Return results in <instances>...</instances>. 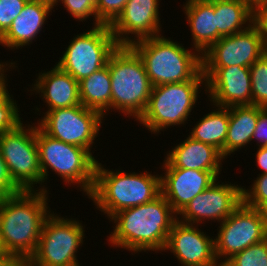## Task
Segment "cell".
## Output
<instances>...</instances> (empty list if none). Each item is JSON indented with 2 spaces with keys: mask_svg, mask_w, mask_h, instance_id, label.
<instances>
[{
  "mask_svg": "<svg viewBox=\"0 0 267 266\" xmlns=\"http://www.w3.org/2000/svg\"><path fill=\"white\" fill-rule=\"evenodd\" d=\"M49 192L21 191L0 201V243L4 254L27 262L37 250L46 218Z\"/></svg>",
  "mask_w": 267,
  "mask_h": 266,
  "instance_id": "1",
  "label": "cell"
},
{
  "mask_svg": "<svg viewBox=\"0 0 267 266\" xmlns=\"http://www.w3.org/2000/svg\"><path fill=\"white\" fill-rule=\"evenodd\" d=\"M109 220L115 224L106 239L111 247L134 254L150 250L159 253L164 251L177 214L160 194L150 202L118 211Z\"/></svg>",
  "mask_w": 267,
  "mask_h": 266,
  "instance_id": "2",
  "label": "cell"
},
{
  "mask_svg": "<svg viewBox=\"0 0 267 266\" xmlns=\"http://www.w3.org/2000/svg\"><path fill=\"white\" fill-rule=\"evenodd\" d=\"M151 173L113 171L97 161L94 187L87 198L109 219L120 210L145 204L161 194V174Z\"/></svg>",
  "mask_w": 267,
  "mask_h": 266,
  "instance_id": "3",
  "label": "cell"
},
{
  "mask_svg": "<svg viewBox=\"0 0 267 266\" xmlns=\"http://www.w3.org/2000/svg\"><path fill=\"white\" fill-rule=\"evenodd\" d=\"M130 47L141 58L152 86L186 82L202 71V55L163 34L136 41Z\"/></svg>",
  "mask_w": 267,
  "mask_h": 266,
  "instance_id": "4",
  "label": "cell"
},
{
  "mask_svg": "<svg viewBox=\"0 0 267 266\" xmlns=\"http://www.w3.org/2000/svg\"><path fill=\"white\" fill-rule=\"evenodd\" d=\"M36 142L42 171V191L48 192L49 168L60 176L66 185H77L89 196L95 182L97 158L87 149L64 143L45 134L36 124ZM96 158V159H95ZM45 182V183H44ZM82 189V190H81Z\"/></svg>",
  "mask_w": 267,
  "mask_h": 266,
  "instance_id": "5",
  "label": "cell"
},
{
  "mask_svg": "<svg viewBox=\"0 0 267 266\" xmlns=\"http://www.w3.org/2000/svg\"><path fill=\"white\" fill-rule=\"evenodd\" d=\"M112 109L137 121L146 110L152 90L144 64L130 46H118L107 62Z\"/></svg>",
  "mask_w": 267,
  "mask_h": 266,
  "instance_id": "6",
  "label": "cell"
},
{
  "mask_svg": "<svg viewBox=\"0 0 267 266\" xmlns=\"http://www.w3.org/2000/svg\"><path fill=\"white\" fill-rule=\"evenodd\" d=\"M201 86L206 88V79L202 71L186 82L153 86L146 110L137 123L156 136L171 126L184 127V124L190 121L187 119L192 115L191 112L201 97Z\"/></svg>",
  "mask_w": 267,
  "mask_h": 266,
  "instance_id": "7",
  "label": "cell"
},
{
  "mask_svg": "<svg viewBox=\"0 0 267 266\" xmlns=\"http://www.w3.org/2000/svg\"><path fill=\"white\" fill-rule=\"evenodd\" d=\"M76 218L52 213L46 218L31 266H80L77 253L85 238V226Z\"/></svg>",
  "mask_w": 267,
  "mask_h": 266,
  "instance_id": "8",
  "label": "cell"
},
{
  "mask_svg": "<svg viewBox=\"0 0 267 266\" xmlns=\"http://www.w3.org/2000/svg\"><path fill=\"white\" fill-rule=\"evenodd\" d=\"M72 39L56 65L78 82L105 67L119 46L108 25L92 26Z\"/></svg>",
  "mask_w": 267,
  "mask_h": 266,
  "instance_id": "9",
  "label": "cell"
},
{
  "mask_svg": "<svg viewBox=\"0 0 267 266\" xmlns=\"http://www.w3.org/2000/svg\"><path fill=\"white\" fill-rule=\"evenodd\" d=\"M0 133V153L12 180L23 191H42V171L36 142V123ZM39 184L37 188L34 186Z\"/></svg>",
  "mask_w": 267,
  "mask_h": 266,
  "instance_id": "10",
  "label": "cell"
},
{
  "mask_svg": "<svg viewBox=\"0 0 267 266\" xmlns=\"http://www.w3.org/2000/svg\"><path fill=\"white\" fill-rule=\"evenodd\" d=\"M44 114V116H43ZM37 120V126L50 137L67 144L87 149L95 145L104 117L97 111L88 109L82 104L47 110Z\"/></svg>",
  "mask_w": 267,
  "mask_h": 266,
  "instance_id": "11",
  "label": "cell"
},
{
  "mask_svg": "<svg viewBox=\"0 0 267 266\" xmlns=\"http://www.w3.org/2000/svg\"><path fill=\"white\" fill-rule=\"evenodd\" d=\"M218 228L214 244L215 256L221 266L233 255L266 239L260 211L243 202Z\"/></svg>",
  "mask_w": 267,
  "mask_h": 266,
  "instance_id": "12",
  "label": "cell"
},
{
  "mask_svg": "<svg viewBox=\"0 0 267 266\" xmlns=\"http://www.w3.org/2000/svg\"><path fill=\"white\" fill-rule=\"evenodd\" d=\"M226 183L221 181L220 184L217 179L177 214V220L194 225L210 219L219 224L224 221L242 203V186Z\"/></svg>",
  "mask_w": 267,
  "mask_h": 266,
  "instance_id": "13",
  "label": "cell"
},
{
  "mask_svg": "<svg viewBox=\"0 0 267 266\" xmlns=\"http://www.w3.org/2000/svg\"><path fill=\"white\" fill-rule=\"evenodd\" d=\"M266 52L263 39L252 24L244 31L213 43L202 54V67H250Z\"/></svg>",
  "mask_w": 267,
  "mask_h": 266,
  "instance_id": "14",
  "label": "cell"
},
{
  "mask_svg": "<svg viewBox=\"0 0 267 266\" xmlns=\"http://www.w3.org/2000/svg\"><path fill=\"white\" fill-rule=\"evenodd\" d=\"M204 89L213 108L251 106L252 90L249 67H202Z\"/></svg>",
  "mask_w": 267,
  "mask_h": 266,
  "instance_id": "15",
  "label": "cell"
},
{
  "mask_svg": "<svg viewBox=\"0 0 267 266\" xmlns=\"http://www.w3.org/2000/svg\"><path fill=\"white\" fill-rule=\"evenodd\" d=\"M159 5L160 0H129L109 26L117 44L130 46L136 41L161 35Z\"/></svg>",
  "mask_w": 267,
  "mask_h": 266,
  "instance_id": "16",
  "label": "cell"
},
{
  "mask_svg": "<svg viewBox=\"0 0 267 266\" xmlns=\"http://www.w3.org/2000/svg\"><path fill=\"white\" fill-rule=\"evenodd\" d=\"M198 227L176 220L164 251L173 253L181 266H221L215 256L214 237Z\"/></svg>",
  "mask_w": 267,
  "mask_h": 266,
  "instance_id": "17",
  "label": "cell"
},
{
  "mask_svg": "<svg viewBox=\"0 0 267 266\" xmlns=\"http://www.w3.org/2000/svg\"><path fill=\"white\" fill-rule=\"evenodd\" d=\"M161 194L178 214L192 199L202 193L217 178L209 171L183 168H160Z\"/></svg>",
  "mask_w": 267,
  "mask_h": 266,
  "instance_id": "18",
  "label": "cell"
},
{
  "mask_svg": "<svg viewBox=\"0 0 267 266\" xmlns=\"http://www.w3.org/2000/svg\"><path fill=\"white\" fill-rule=\"evenodd\" d=\"M53 9L52 1L28 0L20 15L0 37V45L14 51L32 44L44 28L43 25L46 24L48 16L52 15Z\"/></svg>",
  "mask_w": 267,
  "mask_h": 266,
  "instance_id": "19",
  "label": "cell"
},
{
  "mask_svg": "<svg viewBox=\"0 0 267 266\" xmlns=\"http://www.w3.org/2000/svg\"><path fill=\"white\" fill-rule=\"evenodd\" d=\"M223 161L225 158L218 149L188 136L171 151H167L161 168L209 171L218 179Z\"/></svg>",
  "mask_w": 267,
  "mask_h": 266,
  "instance_id": "20",
  "label": "cell"
},
{
  "mask_svg": "<svg viewBox=\"0 0 267 266\" xmlns=\"http://www.w3.org/2000/svg\"><path fill=\"white\" fill-rule=\"evenodd\" d=\"M32 89L46 103L47 110L61 109L80 105L79 82L57 65L50 71L39 72L36 75Z\"/></svg>",
  "mask_w": 267,
  "mask_h": 266,
  "instance_id": "21",
  "label": "cell"
},
{
  "mask_svg": "<svg viewBox=\"0 0 267 266\" xmlns=\"http://www.w3.org/2000/svg\"><path fill=\"white\" fill-rule=\"evenodd\" d=\"M183 11L190 27L192 49L201 55L222 36L217 31L214 2L202 0H187L183 3Z\"/></svg>",
  "mask_w": 267,
  "mask_h": 266,
  "instance_id": "22",
  "label": "cell"
},
{
  "mask_svg": "<svg viewBox=\"0 0 267 266\" xmlns=\"http://www.w3.org/2000/svg\"><path fill=\"white\" fill-rule=\"evenodd\" d=\"M229 108L228 132L224 158L252 144V137L259 117V106H233Z\"/></svg>",
  "mask_w": 267,
  "mask_h": 266,
  "instance_id": "23",
  "label": "cell"
},
{
  "mask_svg": "<svg viewBox=\"0 0 267 266\" xmlns=\"http://www.w3.org/2000/svg\"><path fill=\"white\" fill-rule=\"evenodd\" d=\"M111 89L110 72L106 65L79 81L80 102L83 106L95 110L105 117L110 110V112L113 111Z\"/></svg>",
  "mask_w": 267,
  "mask_h": 266,
  "instance_id": "24",
  "label": "cell"
},
{
  "mask_svg": "<svg viewBox=\"0 0 267 266\" xmlns=\"http://www.w3.org/2000/svg\"><path fill=\"white\" fill-rule=\"evenodd\" d=\"M229 108L219 107L212 109L197 121L189 132L196 141L209 144L218 149L224 157V146L228 132Z\"/></svg>",
  "mask_w": 267,
  "mask_h": 266,
  "instance_id": "25",
  "label": "cell"
},
{
  "mask_svg": "<svg viewBox=\"0 0 267 266\" xmlns=\"http://www.w3.org/2000/svg\"><path fill=\"white\" fill-rule=\"evenodd\" d=\"M216 26L222 36L246 30L253 21V10L242 0L214 2Z\"/></svg>",
  "mask_w": 267,
  "mask_h": 266,
  "instance_id": "26",
  "label": "cell"
},
{
  "mask_svg": "<svg viewBox=\"0 0 267 266\" xmlns=\"http://www.w3.org/2000/svg\"><path fill=\"white\" fill-rule=\"evenodd\" d=\"M6 72L0 77V133L16 129L23 121L20 116V106H17L14 96L8 91Z\"/></svg>",
  "mask_w": 267,
  "mask_h": 266,
  "instance_id": "27",
  "label": "cell"
},
{
  "mask_svg": "<svg viewBox=\"0 0 267 266\" xmlns=\"http://www.w3.org/2000/svg\"><path fill=\"white\" fill-rule=\"evenodd\" d=\"M252 105L267 108V52L250 67Z\"/></svg>",
  "mask_w": 267,
  "mask_h": 266,
  "instance_id": "28",
  "label": "cell"
},
{
  "mask_svg": "<svg viewBox=\"0 0 267 266\" xmlns=\"http://www.w3.org/2000/svg\"><path fill=\"white\" fill-rule=\"evenodd\" d=\"M222 266H267V238L233 255Z\"/></svg>",
  "mask_w": 267,
  "mask_h": 266,
  "instance_id": "29",
  "label": "cell"
},
{
  "mask_svg": "<svg viewBox=\"0 0 267 266\" xmlns=\"http://www.w3.org/2000/svg\"><path fill=\"white\" fill-rule=\"evenodd\" d=\"M248 188L242 186V202L258 210H267V174L258 175Z\"/></svg>",
  "mask_w": 267,
  "mask_h": 266,
  "instance_id": "30",
  "label": "cell"
},
{
  "mask_svg": "<svg viewBox=\"0 0 267 266\" xmlns=\"http://www.w3.org/2000/svg\"><path fill=\"white\" fill-rule=\"evenodd\" d=\"M60 2L76 21L85 22L87 19L93 17V27L99 26L97 23L96 0H54V7Z\"/></svg>",
  "mask_w": 267,
  "mask_h": 266,
  "instance_id": "31",
  "label": "cell"
},
{
  "mask_svg": "<svg viewBox=\"0 0 267 266\" xmlns=\"http://www.w3.org/2000/svg\"><path fill=\"white\" fill-rule=\"evenodd\" d=\"M129 0H96L97 23L110 26Z\"/></svg>",
  "mask_w": 267,
  "mask_h": 266,
  "instance_id": "32",
  "label": "cell"
},
{
  "mask_svg": "<svg viewBox=\"0 0 267 266\" xmlns=\"http://www.w3.org/2000/svg\"><path fill=\"white\" fill-rule=\"evenodd\" d=\"M28 0H0V37L20 15Z\"/></svg>",
  "mask_w": 267,
  "mask_h": 266,
  "instance_id": "33",
  "label": "cell"
},
{
  "mask_svg": "<svg viewBox=\"0 0 267 266\" xmlns=\"http://www.w3.org/2000/svg\"><path fill=\"white\" fill-rule=\"evenodd\" d=\"M23 191L13 180L0 153V201L13 194Z\"/></svg>",
  "mask_w": 267,
  "mask_h": 266,
  "instance_id": "34",
  "label": "cell"
},
{
  "mask_svg": "<svg viewBox=\"0 0 267 266\" xmlns=\"http://www.w3.org/2000/svg\"><path fill=\"white\" fill-rule=\"evenodd\" d=\"M252 140L258 147H267V108L259 107V117Z\"/></svg>",
  "mask_w": 267,
  "mask_h": 266,
  "instance_id": "35",
  "label": "cell"
},
{
  "mask_svg": "<svg viewBox=\"0 0 267 266\" xmlns=\"http://www.w3.org/2000/svg\"><path fill=\"white\" fill-rule=\"evenodd\" d=\"M252 24L257 28L267 48V3L253 9Z\"/></svg>",
  "mask_w": 267,
  "mask_h": 266,
  "instance_id": "36",
  "label": "cell"
},
{
  "mask_svg": "<svg viewBox=\"0 0 267 266\" xmlns=\"http://www.w3.org/2000/svg\"><path fill=\"white\" fill-rule=\"evenodd\" d=\"M255 156V163H257L256 166H258V168L261 170L257 175L267 174V147H257Z\"/></svg>",
  "mask_w": 267,
  "mask_h": 266,
  "instance_id": "37",
  "label": "cell"
},
{
  "mask_svg": "<svg viewBox=\"0 0 267 266\" xmlns=\"http://www.w3.org/2000/svg\"><path fill=\"white\" fill-rule=\"evenodd\" d=\"M17 63L14 61V62H9V61H5V62H1L0 61V77L5 73V72H8L10 71V69L12 70L15 69L16 67L18 68V66H16ZM8 70V71H7Z\"/></svg>",
  "mask_w": 267,
  "mask_h": 266,
  "instance_id": "38",
  "label": "cell"
},
{
  "mask_svg": "<svg viewBox=\"0 0 267 266\" xmlns=\"http://www.w3.org/2000/svg\"><path fill=\"white\" fill-rule=\"evenodd\" d=\"M16 262L13 257L7 254L0 256V266H13Z\"/></svg>",
  "mask_w": 267,
  "mask_h": 266,
  "instance_id": "39",
  "label": "cell"
},
{
  "mask_svg": "<svg viewBox=\"0 0 267 266\" xmlns=\"http://www.w3.org/2000/svg\"><path fill=\"white\" fill-rule=\"evenodd\" d=\"M244 1L252 10L258 5L267 3V0H242Z\"/></svg>",
  "mask_w": 267,
  "mask_h": 266,
  "instance_id": "40",
  "label": "cell"
},
{
  "mask_svg": "<svg viewBox=\"0 0 267 266\" xmlns=\"http://www.w3.org/2000/svg\"><path fill=\"white\" fill-rule=\"evenodd\" d=\"M263 219L264 235L267 238V210H259Z\"/></svg>",
  "mask_w": 267,
  "mask_h": 266,
  "instance_id": "41",
  "label": "cell"
},
{
  "mask_svg": "<svg viewBox=\"0 0 267 266\" xmlns=\"http://www.w3.org/2000/svg\"><path fill=\"white\" fill-rule=\"evenodd\" d=\"M13 266H31L28 262H16Z\"/></svg>",
  "mask_w": 267,
  "mask_h": 266,
  "instance_id": "42",
  "label": "cell"
},
{
  "mask_svg": "<svg viewBox=\"0 0 267 266\" xmlns=\"http://www.w3.org/2000/svg\"><path fill=\"white\" fill-rule=\"evenodd\" d=\"M202 1L213 3V2L228 1V0H202Z\"/></svg>",
  "mask_w": 267,
  "mask_h": 266,
  "instance_id": "43",
  "label": "cell"
},
{
  "mask_svg": "<svg viewBox=\"0 0 267 266\" xmlns=\"http://www.w3.org/2000/svg\"><path fill=\"white\" fill-rule=\"evenodd\" d=\"M1 255H5L4 252H3V249H2V246H1V243H0V256Z\"/></svg>",
  "mask_w": 267,
  "mask_h": 266,
  "instance_id": "44",
  "label": "cell"
}]
</instances>
